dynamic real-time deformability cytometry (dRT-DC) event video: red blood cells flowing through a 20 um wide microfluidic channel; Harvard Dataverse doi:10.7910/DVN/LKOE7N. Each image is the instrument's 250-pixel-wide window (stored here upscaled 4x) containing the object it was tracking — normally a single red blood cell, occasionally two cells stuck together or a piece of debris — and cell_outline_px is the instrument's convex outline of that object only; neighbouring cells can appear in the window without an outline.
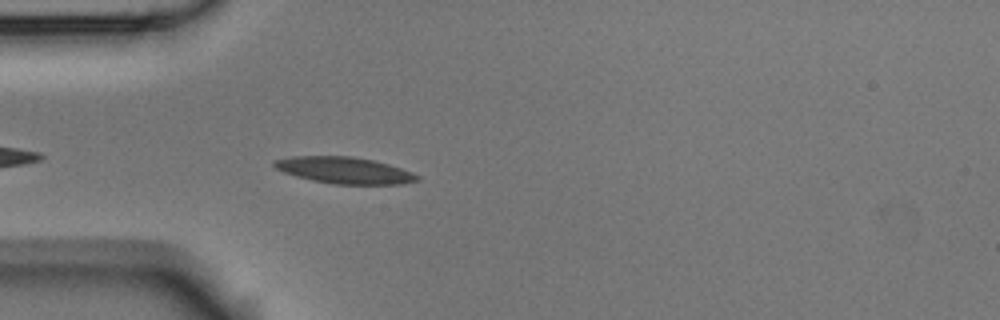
{"species": "Egyptian fruit bat (a non-hibernating species)", "species_latin": "Rousettus aegyptiacus", "temperature_condition": "room temperature", "stored_images_in_passage": 5, "camera_frame_rate_fps": 3000, "um_per_image_px": 0.085, "animal": {"sex": "male"}, "frame": {"image": 1, "passage_image": 5, "time_ms": 1.333, "image_size_px": [1000, 320], "cell_outline_px": [[420, 180], [404, 184], [332, 184], [312, 180], [296, 176], [284, 172], [276, 168], [272, 164], [272, 160], [292, 156], [352, 156], [372, 160], [388, 164], [412, 172], [420, 176]], "centroid_in_image_um": [29.27, 14.47], "position_along_channel_um": 55.7, "area_um2": 22.14}}